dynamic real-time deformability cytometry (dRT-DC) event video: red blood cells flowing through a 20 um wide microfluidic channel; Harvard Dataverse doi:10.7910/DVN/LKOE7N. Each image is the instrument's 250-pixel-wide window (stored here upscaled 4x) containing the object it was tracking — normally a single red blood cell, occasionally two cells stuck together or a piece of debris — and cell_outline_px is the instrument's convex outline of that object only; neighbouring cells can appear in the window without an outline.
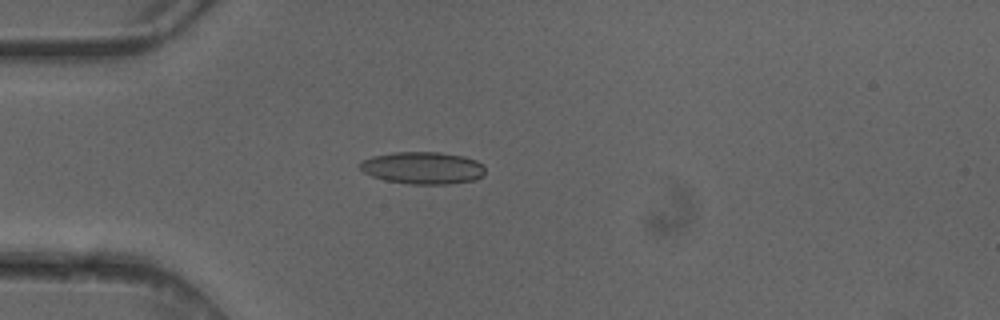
{"species": "common noctule bat (a hibernating species)", "species_latin": "Nyctalus noctula", "temperature_condition": "cold", "stored_images_in_passage": 4, "camera_frame_rate_fps": 3000, "um_per_image_px": 0.085, "animal": {"sex": "female"}, "frame": {"image": 1, "passage_image": 4, "time_ms": 1.0, "image_size_px": [1000, 320], "cell_outline_px": [[484, 172], [476, 180], [448, 184], [408, 184], [384, 180], [372, 176], [364, 172], [360, 168], [360, 160], [372, 156], [392, 152], [440, 152], [464, 156], [476, 160], [484, 164]], "centroid_in_image_um": [35.93, 14.27], "position_along_channel_um": 49.1, "area_um2": 23.7}}